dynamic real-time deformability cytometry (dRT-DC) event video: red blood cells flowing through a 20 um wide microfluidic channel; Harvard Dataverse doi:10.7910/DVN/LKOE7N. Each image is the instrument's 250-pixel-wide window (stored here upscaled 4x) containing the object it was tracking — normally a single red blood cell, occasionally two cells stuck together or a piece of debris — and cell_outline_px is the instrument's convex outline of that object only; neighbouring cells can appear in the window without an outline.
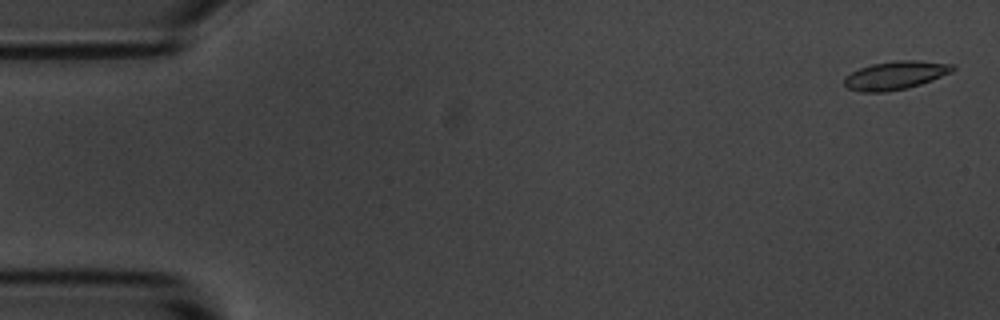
{"species": "common noctule bat (a hibernating species)", "species_latin": "Nyctalus noctula", "temperature_condition": "room temperature", "stored_images_in_passage": 6, "segment_of_instrument_passage": [1, 2], "camera_frame_rate_fps": 3000, "um_per_image_px": 0.085, "animal": {"sex": "male", "body_mass_g": 20.1, "forearm_length_mm": 53.5}, "frame": {"image": 1, "passage_image": 1, "time_ms": 0.0, "image_size_px": [1000, 320], "cell_outline_px": [[956, 68], [952, 72], [932, 80], [908, 88], [888, 92], [860, 92], [848, 88], [844, 84], [844, 76], [860, 68], [872, 64], [896, 60], [916, 60], [952, 64]], "centroid_in_image_um": [76.1, 6.41], "position_along_channel_um": 8.9, "area_um2": 17.98}}
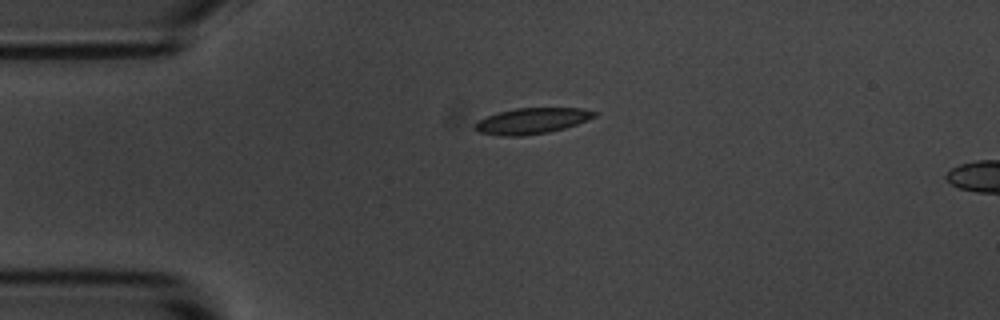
{"frame": {"image": 2, "passage_image": 4, "time_ms": 3.667, "image_size_px": [1000, 320], "cell_outline_px": [[596, 116], [576, 124], [564, 128], [548, 132], [524, 136], [500, 136], [480, 132], [472, 128], [472, 124], [476, 120], [500, 112], [516, 108], [580, 108], [596, 112]], "centroid_in_image_um": [45.14, 10.28], "position_along_channel_um": 39.9, "area_um2": 17.98}}